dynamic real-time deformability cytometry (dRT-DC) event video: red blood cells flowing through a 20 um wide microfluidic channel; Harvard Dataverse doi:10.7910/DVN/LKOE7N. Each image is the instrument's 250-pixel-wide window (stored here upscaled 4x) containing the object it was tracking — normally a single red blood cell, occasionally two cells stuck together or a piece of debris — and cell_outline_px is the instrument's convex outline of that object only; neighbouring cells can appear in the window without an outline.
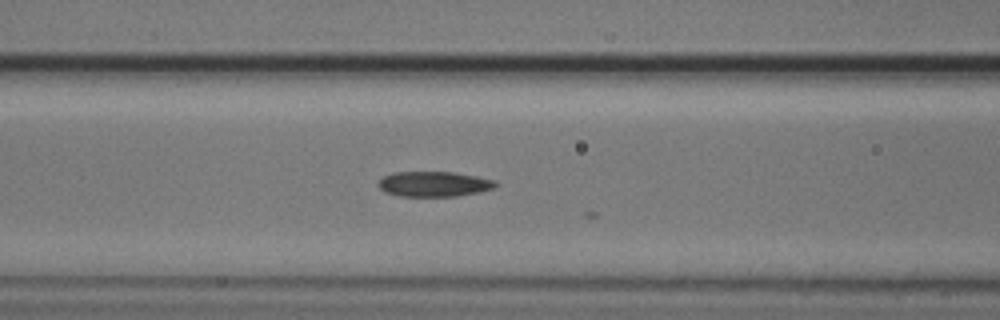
{"species": "common noctule bat (a hibernating species)", "species_latin": "Nyctalus noctula", "temperature_condition": "cold", "stored_images_in_passage": 11, "camera_frame_rate_fps": 3000, "um_per_image_px": 0.085, "animal": {"sex": "male", "body_mass_g": 20.5, "forearm_length_mm": 52.5}, "frame": {"image": 1, "passage_image": 5, "time_ms": 1.333, "image_size_px": [1000, 320], "cell_outline_px": [[500, 184], [496, 188], [480, 192], [456, 196], [400, 196], [384, 192], [376, 184], [384, 176], [392, 172], [456, 172], [496, 180]], "centroid_in_image_um": [36.93, 15.64], "position_along_channel_um": 129.7, "area_um2": 17.46}}